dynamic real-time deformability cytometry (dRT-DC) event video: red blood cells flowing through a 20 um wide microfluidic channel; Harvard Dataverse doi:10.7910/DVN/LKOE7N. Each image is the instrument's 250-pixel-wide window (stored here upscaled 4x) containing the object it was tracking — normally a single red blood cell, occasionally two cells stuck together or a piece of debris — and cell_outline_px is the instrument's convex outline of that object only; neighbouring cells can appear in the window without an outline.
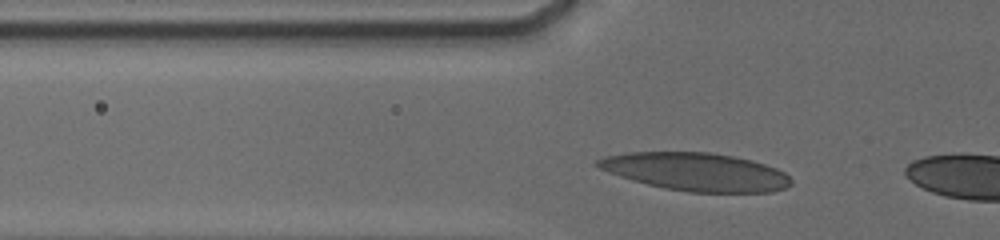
{"species": "human", "species_latin": "Homo sapiens", "temperature_condition": "cold", "stored_images_in_passage": 4, "camera_frame_rate_fps": 3000, "um_per_image_px": 0.085, "donor": {"sex": "male"}, "frame": {"image": 1, "passage_image": 2, "time_ms": 0.333, "image_size_px": [1000, 240], "cell_outline_px": [[792, 184], [784, 188], [772, 192], [688, 192], [664, 188], [632, 180], [608, 172], [592, 164], [596, 160], [604, 156], [624, 152], [708, 152], [732, 156], [752, 160], [776, 168], [784, 172], [792, 180]], "centroid_in_image_um": [59.13, 14.6], "position_along_channel_um": 66.7, "area_um2": 42.89}}